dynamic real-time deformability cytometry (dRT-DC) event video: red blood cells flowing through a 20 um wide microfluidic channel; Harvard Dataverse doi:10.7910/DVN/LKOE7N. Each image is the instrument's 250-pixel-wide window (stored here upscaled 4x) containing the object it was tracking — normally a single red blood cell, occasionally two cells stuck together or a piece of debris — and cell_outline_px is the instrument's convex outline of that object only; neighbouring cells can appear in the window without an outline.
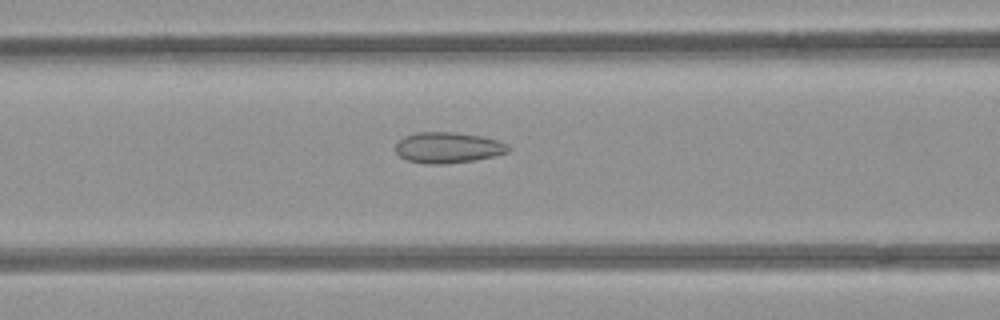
{"species": "common noctule bat (a hibernating species)", "species_latin": "Nyctalus noctula", "temperature_condition": "room temperature", "stored_images_in_passage": 21, "camera_frame_rate_fps": 3000, "um_per_image_px": 0.085, "animal": {"sex": "female", "body_mass_g": 21.9}, "frame": {"image": 1, "passage_image": 5, "time_ms": 1.333, "image_size_px": [1000, 320], "cell_outline_px": [[512, 148], [508, 152], [492, 156], [472, 160], [444, 164], [424, 164], [408, 160], [400, 156], [396, 152], [396, 144], [404, 136], [416, 132], [452, 132], [480, 136], [496, 140], [508, 144]], "centroid_in_image_um": [38.06, 12.54], "position_along_channel_um": 128.5, "area_um2": 20.11}}
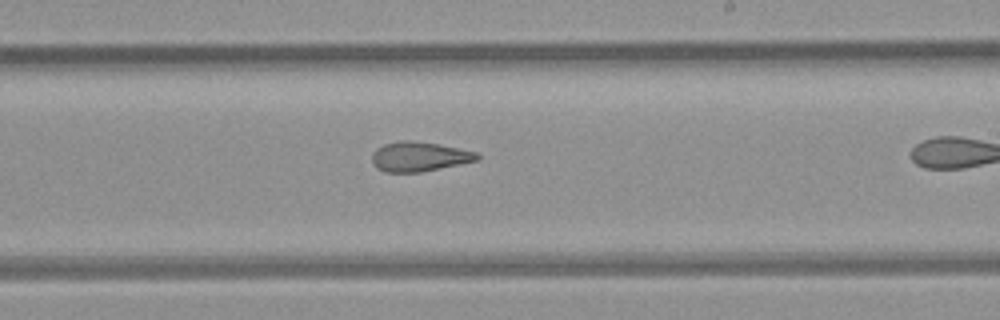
{"frame": {"image": 2, "passage_image": 11, "time_ms": 3.333, "image_size_px": [1000, 320], "cell_outline_px": [[480, 156], [476, 160], [420, 172], [384, 172], [376, 168], [372, 160], [372, 152], [376, 148], [384, 144], [400, 140], [408, 140], [440, 144], [476, 152]], "centroid_in_image_um": [35.57, 13.3], "position_along_channel_um": 253.4, "area_um2": 17.98}}
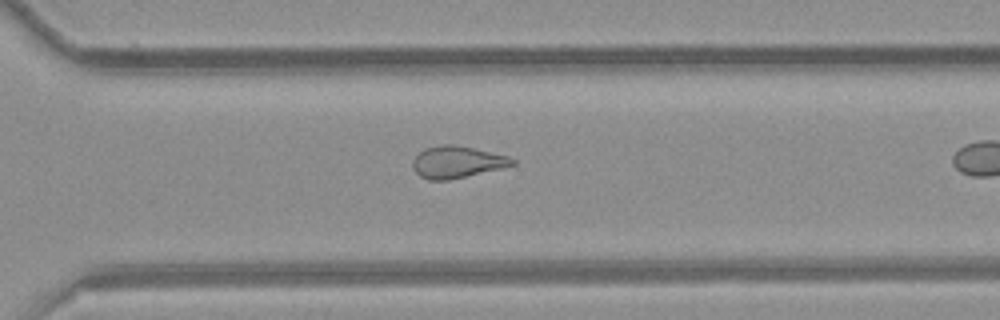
{"frame": {"image": 3, "passage_image": 17, "time_ms": 5.333, "image_size_px": [1000, 320], "cell_outline_px": [[516, 164], [504, 168], [448, 180], [428, 180], [420, 176], [412, 168], [412, 160], [424, 148], [440, 144], [452, 144], [472, 148], [508, 156], [516, 160]], "centroid_in_image_um": [38.84, 13.78], "position_along_channel_um": 331.8, "area_um2": 18.55}}